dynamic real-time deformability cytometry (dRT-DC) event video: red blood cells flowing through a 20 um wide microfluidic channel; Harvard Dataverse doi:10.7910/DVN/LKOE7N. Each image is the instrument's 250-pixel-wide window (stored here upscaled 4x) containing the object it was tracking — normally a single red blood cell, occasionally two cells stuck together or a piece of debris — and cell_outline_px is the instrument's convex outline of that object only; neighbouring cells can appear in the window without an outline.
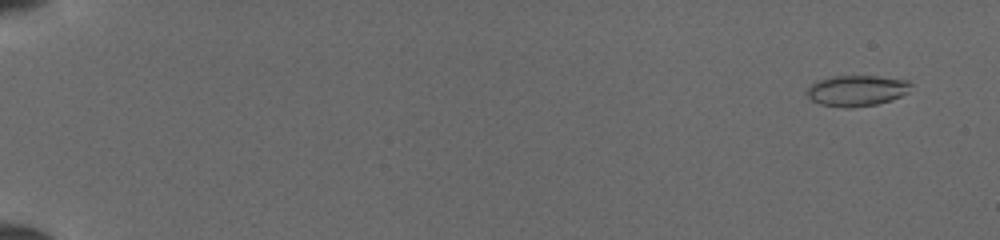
{"species": "common noctule bat (a hibernating species)", "species_latin": "Nyctalus noctula", "temperature_condition": "cold", "stored_images_in_passage": 52, "camera_frame_rate_fps": 3000, "um_per_image_px": 0.085, "animal": {"sex": "female", "body_mass_g": 19.5, "forearm_length_mm": 54.1}, "frame": {"image": 1, "passage_image": 4, "time_ms": 1.0, "image_size_px": [1000, 240], "cell_outline_px": [[912, 84], [908, 92], [900, 96], [876, 104], [820, 104], [812, 100], [808, 96], [808, 88], [812, 84], [820, 80], [832, 76], [876, 76], [908, 80]], "centroid_in_image_um": [72.87, 7.64], "position_along_channel_um": 12.1, "area_um2": 17.57}}
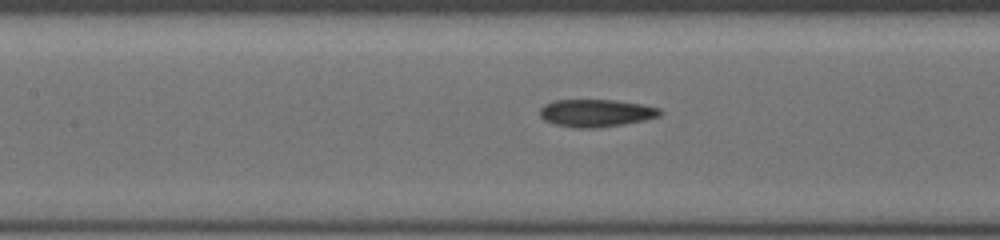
{"frame": {"image": 2, "passage_image": 27, "time_ms": 8.667, "image_size_px": [1000, 240], "cell_outline_px": [[664, 112], [660, 116], [644, 120], [624, 124], [596, 128], [572, 128], [556, 124], [544, 120], [540, 116], [540, 108], [544, 104], [552, 100], [612, 100], [640, 104], [660, 108]], "centroid_in_image_um": [50.66, 9.61], "position_along_channel_um": 156.7, "area_um2": 19.36}}
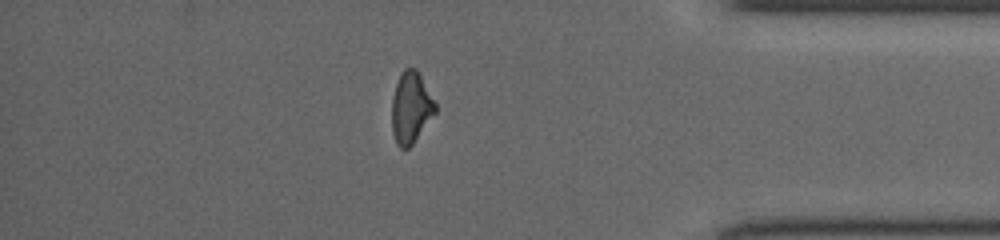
{"frame": {"image": 3, "passage_image": 46, "time_ms": 15.0, "image_size_px": [1000, 240], "cell_outline_px": [[436, 112], [412, 144], [408, 148], [400, 148], [396, 144], [392, 132], [392, 100], [396, 84], [400, 72], [404, 68], [416, 68], [436, 104]], "centroid_in_image_um": [34.91, 9.15], "position_along_channel_um": 400.3, "area_um2": 17.92}}